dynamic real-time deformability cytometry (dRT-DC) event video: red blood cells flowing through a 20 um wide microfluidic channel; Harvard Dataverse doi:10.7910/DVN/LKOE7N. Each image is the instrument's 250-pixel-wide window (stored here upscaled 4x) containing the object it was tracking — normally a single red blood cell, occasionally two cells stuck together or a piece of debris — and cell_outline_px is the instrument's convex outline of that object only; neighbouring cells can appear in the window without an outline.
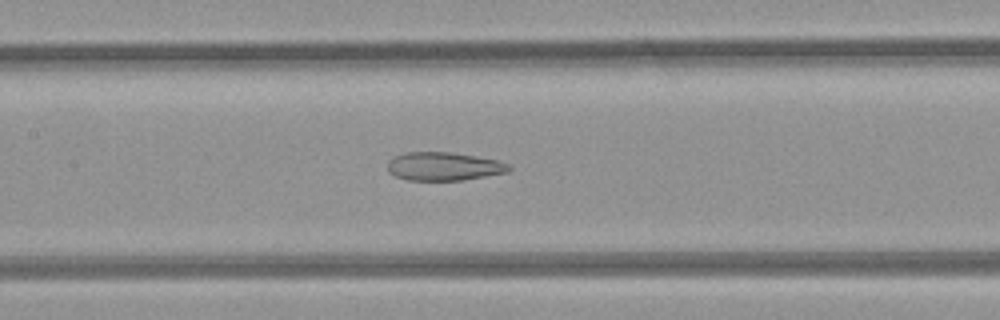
{"species": "common noctule bat (a hibernating species)", "species_latin": "Nyctalus noctula", "temperature_condition": "room temperature", "stored_images_in_passage": 33, "camera_frame_rate_fps": 3000, "um_per_image_px": 0.085, "animal": {"sex": "female", "body_mass_g": 21.9}, "frame": {"image": 1, "passage_image": 15, "time_ms": 4.667, "image_size_px": [1000, 320], "cell_outline_px": [[512, 168], [508, 172], [464, 180], [408, 180], [396, 176], [388, 172], [388, 160], [404, 152], [452, 152], [476, 156], [496, 160], [512, 164]], "centroid_in_image_um": [37.75, 14.14], "position_along_channel_um": 169.7, "area_um2": 20.17}}
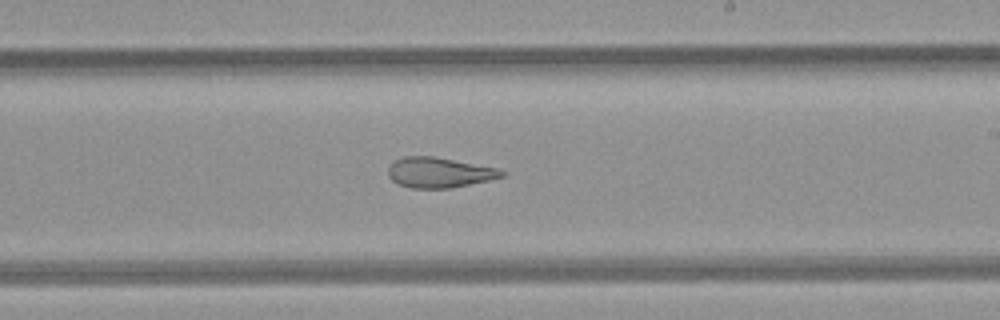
{"frame": {"image": 2, "passage_image": 21, "time_ms": 6.667, "image_size_px": [1000, 320], "cell_outline_px": [[504, 176], [488, 180], [452, 188], [412, 188], [400, 184], [392, 180], [388, 176], [388, 168], [396, 160], [404, 156], [432, 156], [496, 168], [504, 172]], "centroid_in_image_um": [37.3, 14.67], "position_along_channel_um": 251.7, "area_um2": 19.65}}
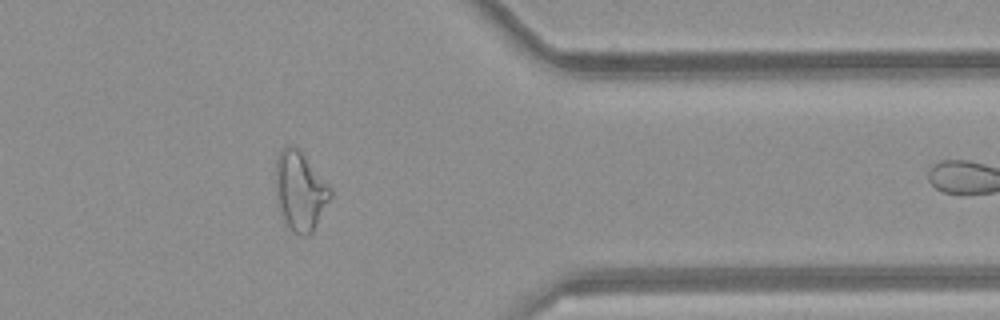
{"frame": {"image": 3, "passage_image": 32, "time_ms": 10.333, "image_size_px": [1000, 320], "cell_outline_px": [[332, 196], [312, 232], [308, 236], [300, 236], [288, 224], [284, 216], [280, 204], [276, 188], [276, 160], [284, 144], [292, 144], [304, 156], [332, 188]], "centroid_in_image_um": [25.54, 16.2], "position_along_channel_um": 385.9, "area_um2": 24.45}}